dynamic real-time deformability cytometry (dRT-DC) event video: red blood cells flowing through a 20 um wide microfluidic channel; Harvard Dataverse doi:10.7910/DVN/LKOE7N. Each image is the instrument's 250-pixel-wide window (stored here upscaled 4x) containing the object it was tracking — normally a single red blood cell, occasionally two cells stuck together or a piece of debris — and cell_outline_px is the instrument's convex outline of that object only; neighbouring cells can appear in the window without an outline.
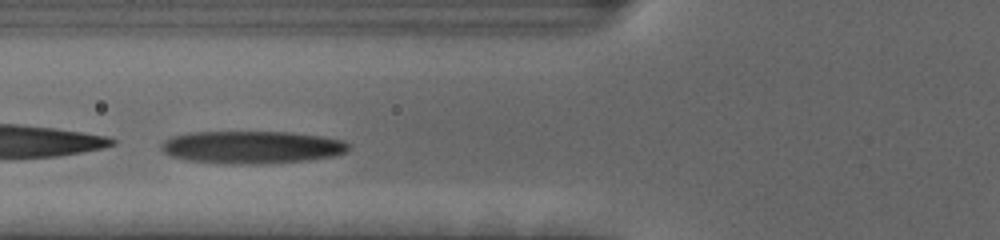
{"species": "human", "species_latin": "Homo sapiens", "temperature_condition": "cold", "stored_images_in_passage": 47, "camera_frame_rate_fps": 3000, "um_per_image_px": 0.085, "donor": {"sex": "female"}, "frame": {"image": 1, "passage_image": 15, "time_ms": 4.667, "image_size_px": [1000, 240], "cell_outline_px": [[352, 144], [344, 152], [332, 156], [308, 160], [260, 164], [240, 164], [188, 160], [172, 156], [164, 152], [160, 148], [160, 144], [164, 140], [172, 136], [188, 132], [288, 132], [320, 136], [344, 140]], "centroid_in_image_um": [21.4, 12.5], "position_along_channel_um": 104.4, "area_um2": 35.49}}
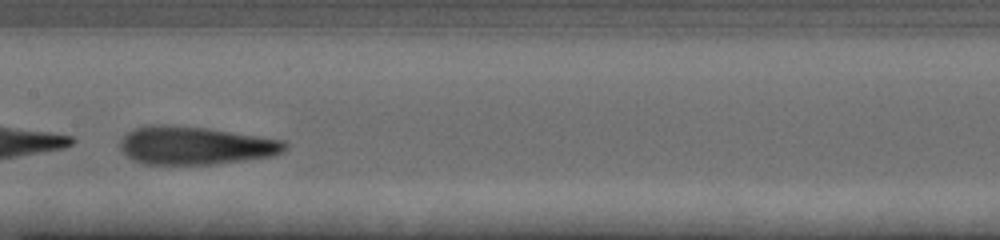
{"frame": {"image": 2, "passage_image": 22, "time_ms": 7.0, "image_size_px": [1000, 240], "cell_outline_px": [[288, 148], [272, 156], [244, 160], [212, 164], [144, 164], [132, 160], [120, 148], [120, 140], [128, 132], [136, 128], [152, 124], [168, 124], [204, 128], [284, 140], [288, 144]], "centroid_in_image_um": [16.58, 12.37], "position_along_channel_um": 190.8, "area_um2": 36.36}}
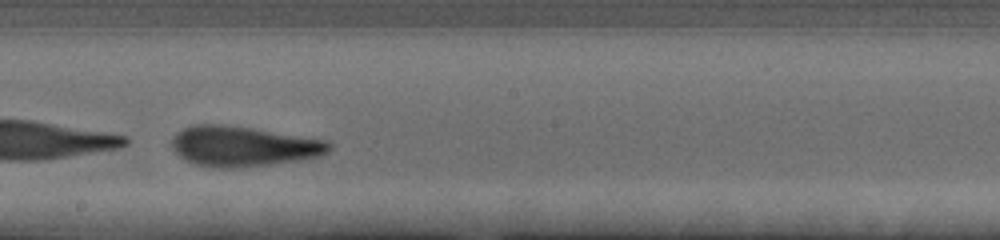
{"frame": {"image": 3, "passage_image": 25, "time_ms": 8.0, "image_size_px": [1000, 240], "cell_outline_px": [[332, 148], [328, 152], [320, 156], [300, 160], [272, 164], [228, 168], [212, 168], [196, 164], [180, 156], [172, 148], [172, 140], [176, 132], [192, 124], [220, 124], [252, 128], [328, 140], [332, 144]], "centroid_in_image_um": [20.7, 12.43], "position_along_channel_um": 227.5, "area_um2": 36.88}, "authors_computed_cell_mechanics": {"area_um2": 36.2984, "velocity_mm_per_s": 3.7102, "shape_relaxation_time_tau1_ms": 3.389, "shape_relaxation_time_tau2_ms": 1.5257, "deformation_change_tau1": 0.2003, "deformation_change_tau2": 0.1067}}